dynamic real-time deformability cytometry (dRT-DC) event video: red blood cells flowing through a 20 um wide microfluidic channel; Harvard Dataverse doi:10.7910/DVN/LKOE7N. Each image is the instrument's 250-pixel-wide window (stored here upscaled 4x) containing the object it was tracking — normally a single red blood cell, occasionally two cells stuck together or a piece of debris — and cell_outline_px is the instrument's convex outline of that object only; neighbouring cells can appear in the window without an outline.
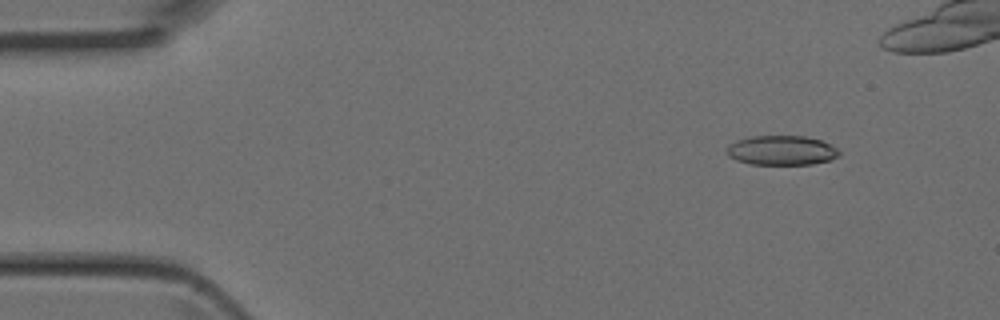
{"species": "Egyptian fruit bat (a non-hibernating species)", "species_latin": "Rousettus aegyptiacus", "temperature_condition": "room temperature", "stored_images_in_passage": 5, "camera_frame_rate_fps": 3000, "um_per_image_px": 0.085, "animal": {"sex": "female"}, "frame": {"image": 1, "passage_image": 2, "time_ms": 0.333, "image_size_px": [1000, 320], "cell_outline_px": [[840, 156], [832, 160], [812, 164], [752, 164], [736, 160], [728, 156], [724, 152], [728, 144], [736, 140], [752, 136], [804, 136], [820, 140], [836, 148], [840, 152]], "centroid_in_image_um": [66.4, 12.78], "position_along_channel_um": 18.6, "area_um2": 19.48}}